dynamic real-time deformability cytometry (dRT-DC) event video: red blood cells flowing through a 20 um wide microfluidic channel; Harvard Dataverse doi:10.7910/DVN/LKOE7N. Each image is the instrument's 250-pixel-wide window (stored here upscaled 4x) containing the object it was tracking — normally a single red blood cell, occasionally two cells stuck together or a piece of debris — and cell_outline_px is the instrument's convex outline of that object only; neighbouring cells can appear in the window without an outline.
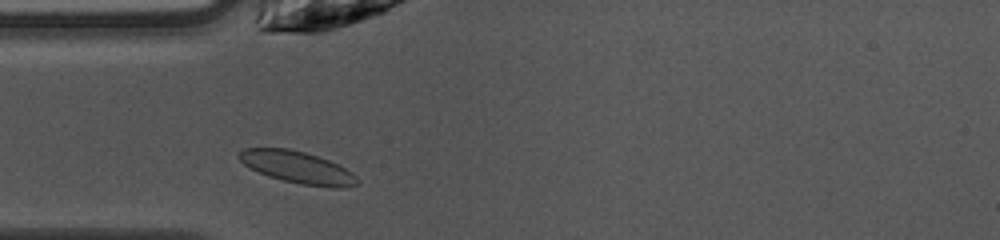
{"species": "common noctule bat (a hibernating species)", "species_latin": "Nyctalus noctula", "temperature_condition": "warm", "stored_images_in_passage": 33, "camera_frame_rate_fps": 3000, "um_per_image_px": 0.085, "animal": {"sex": "female", "body_mass_g": 10.0, "forearm_length_mm": 53.1}, "frame": {"image": 1, "passage_image": 2, "time_ms": 0.333, "image_size_px": [1000, 240], "cell_outline_px": [[360, 184], [344, 188], [332, 188], [300, 184], [268, 176], [244, 164], [236, 156], [244, 148], [288, 148], [304, 152], [328, 160], [352, 172], [360, 180]], "centroid_in_image_um": [25.32, 14.23], "position_along_channel_um": 59.7, "area_um2": 21.96}}
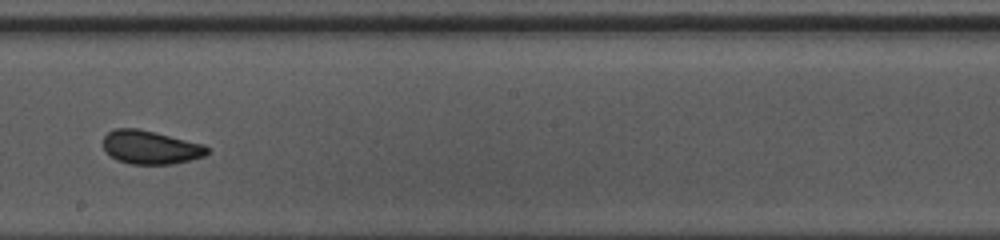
{"frame": {"image": 2, "passage_image": 15, "time_ms": 4.667, "image_size_px": [1000, 240], "cell_outline_px": [[208, 152], [204, 156], [172, 164], [132, 164], [116, 160], [104, 148], [104, 136], [108, 132], [116, 128], [136, 128], [204, 144], [208, 148]], "centroid_in_image_um": [12.79, 12.52], "position_along_channel_um": 235.4, "area_um2": 20.0}}
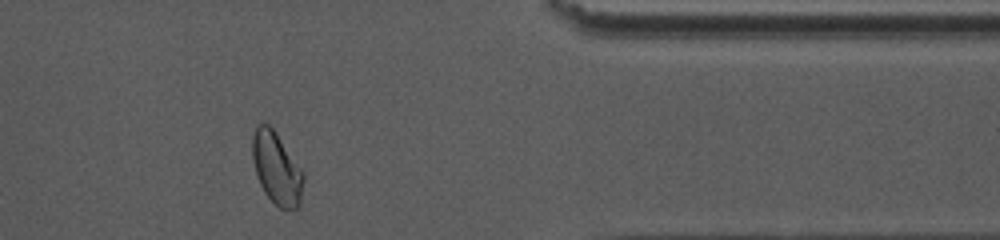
{"frame": {"image": 3, "passage_image": 28, "time_ms": 9.0, "image_size_px": [1000, 240], "cell_outline_px": [[304, 180], [300, 208], [280, 208], [264, 192], [260, 184], [256, 172], [252, 156], [252, 136], [256, 124], [268, 124], [276, 132], [304, 172]], "centroid_in_image_um": [23.53, 14.3], "position_along_channel_um": 387.9, "area_um2": 21.44}, "authors_computed_cell_mechanics": {"area_um2": 20.6346, "velocity_mm_per_s": 4.0355, "shape_relaxation_time_tau1_ms": 3.6597, "shape_relaxation_time_tau2_ms": 1.4144, "deformation_change_tau1": 0.1113, "deformation_change_tau2": 0.0414}}